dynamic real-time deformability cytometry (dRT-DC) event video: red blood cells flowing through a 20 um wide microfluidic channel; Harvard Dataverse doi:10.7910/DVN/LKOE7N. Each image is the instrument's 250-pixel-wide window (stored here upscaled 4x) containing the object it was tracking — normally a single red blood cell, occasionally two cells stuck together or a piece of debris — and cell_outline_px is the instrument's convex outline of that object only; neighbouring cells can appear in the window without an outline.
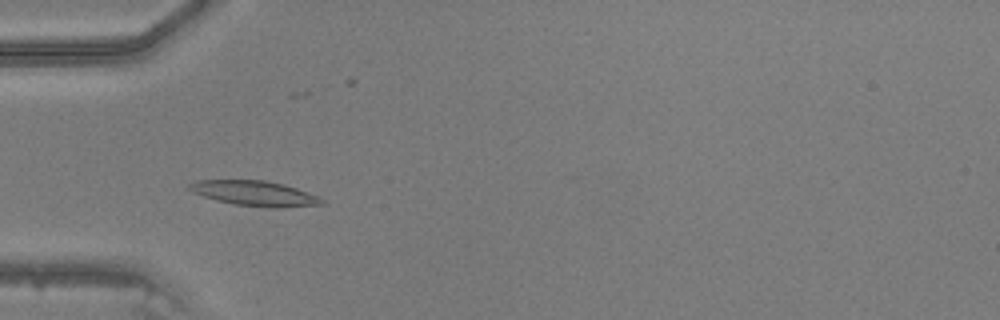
{"species": "common noctule bat (a hibernating species)", "species_latin": "Nyctalus noctula", "temperature_condition": "warm", "stored_images_in_passage": 27, "camera_frame_rate_fps": 3000, "um_per_image_px": 0.085, "animal": {"sex": "male", "body_mass_g": 20.5, "forearm_length_mm": 52.5}, "frame": {"image": 1, "passage_image": 3, "time_ms": 0.667, "image_size_px": [1000, 320], "cell_outline_px": [[324, 204], [280, 208], [272, 208], [236, 204], [216, 200], [192, 192], [188, 188], [188, 184], [196, 180], [264, 180], [284, 184], [296, 188], [316, 196], [324, 200]], "centroid_in_image_um": [21.63, 16.43], "position_along_channel_um": 63.4, "area_um2": 19.19}}
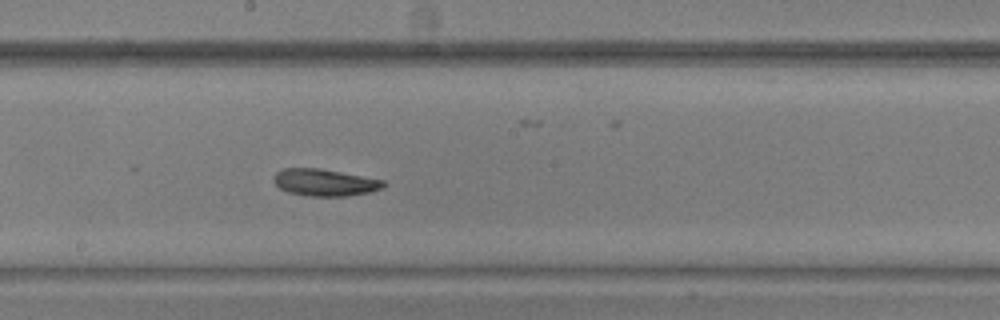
{"frame": {"image": 2, "passage_image": 14, "time_ms": 4.333, "image_size_px": [1000, 320], "cell_outline_px": [[388, 184], [384, 188], [368, 192], [344, 196], [308, 196], [288, 192], [280, 188], [272, 180], [276, 172], [284, 168], [320, 168], [384, 180]], "centroid_in_image_um": [27.61, 15.5], "position_along_channel_um": 220.6, "area_um2": 17.28}}
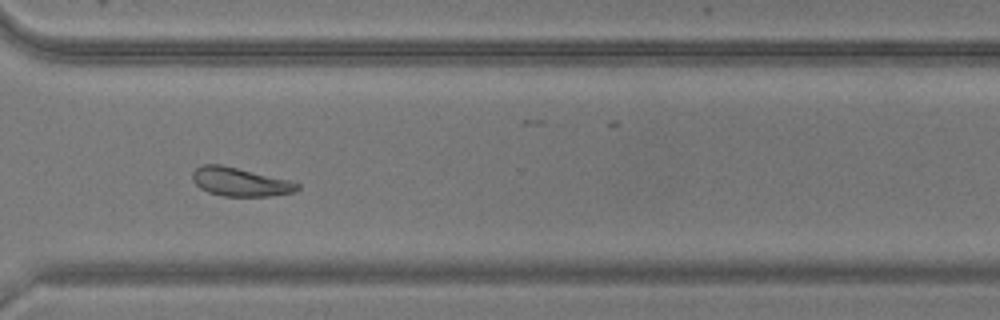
{"frame": {"image": 3, "passage_image": 23, "time_ms": 7.333, "image_size_px": [1000, 320], "cell_outline_px": [[300, 188], [292, 192], [272, 196], [224, 196], [208, 192], [200, 188], [192, 180], [192, 172], [200, 164], [220, 164], [288, 180], [300, 184]], "centroid_in_image_um": [20.37, 15.46], "position_along_channel_um": 350.2, "area_um2": 17.34}}